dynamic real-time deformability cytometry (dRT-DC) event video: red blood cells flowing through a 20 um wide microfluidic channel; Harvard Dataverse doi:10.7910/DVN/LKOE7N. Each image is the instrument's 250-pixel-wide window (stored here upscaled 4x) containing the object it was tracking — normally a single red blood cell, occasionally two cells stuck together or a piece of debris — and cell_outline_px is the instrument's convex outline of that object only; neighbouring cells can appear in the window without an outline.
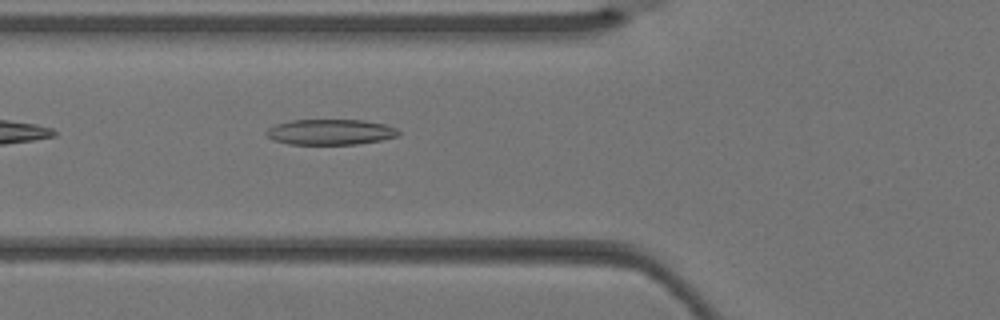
{"species": "Egyptian fruit bat (a non-hibernating species)", "species_latin": "Rousettus aegyptiacus", "temperature_condition": "warm", "stored_images_in_passage": 2, "camera_frame_rate_fps": 3000, "um_per_image_px": 0.085, "animal": {"sex": "female"}, "frame": {"image": 1, "passage_image": 2, "time_ms": 0.333, "image_size_px": [1000, 320], "cell_outline_px": [[400, 132], [396, 136], [380, 140], [356, 144], [288, 144], [272, 140], [264, 132], [268, 128], [276, 124], [292, 120], [364, 120], [384, 124], [396, 128]], "centroid_in_image_um": [28.04, 11.22], "position_along_channel_um": 97.8, "area_um2": 19.59}}